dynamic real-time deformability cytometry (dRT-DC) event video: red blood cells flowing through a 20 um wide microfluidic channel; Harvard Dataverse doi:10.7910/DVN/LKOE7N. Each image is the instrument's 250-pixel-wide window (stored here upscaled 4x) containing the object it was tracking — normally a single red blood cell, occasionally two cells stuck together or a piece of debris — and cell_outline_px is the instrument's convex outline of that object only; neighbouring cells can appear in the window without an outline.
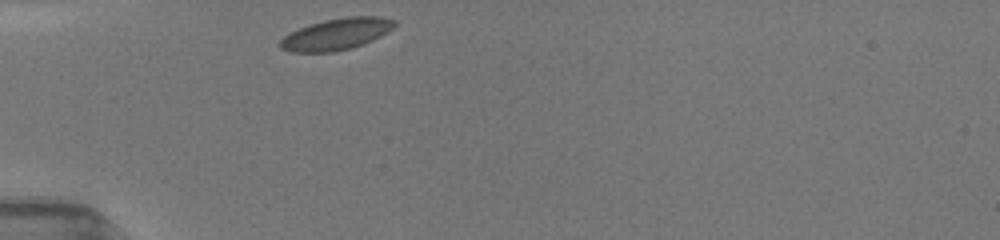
{"species": "common noctule bat (a hibernating species)", "species_latin": "Nyctalus noctula", "temperature_condition": "room temperature", "stored_images_in_passage": 27, "camera_frame_rate_fps": 3000, "um_per_image_px": 0.085, "animal": {"sex": "female", "body_mass_g": 19.5, "forearm_length_mm": 54.1}, "frame": {"image": 1, "passage_image": 1, "time_ms": 0.0, "image_size_px": [1000, 240], "cell_outline_px": [[396, 24], [388, 32], [364, 44], [352, 48], [332, 52], [292, 52], [280, 48], [276, 44], [288, 32], [308, 24], [324, 20], [348, 16], [384, 16], [396, 20]], "centroid_in_image_um": [28.57, 2.89], "position_along_channel_um": 56.4, "area_um2": 21.39}}
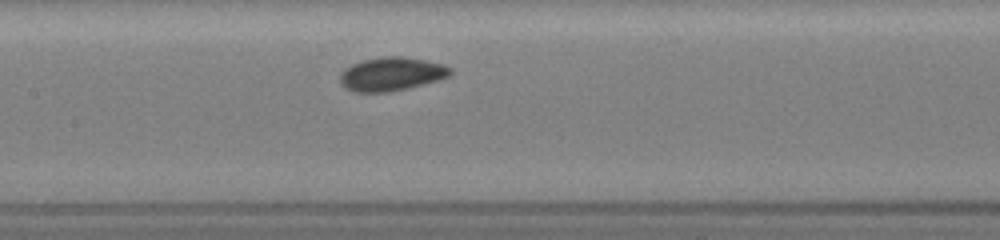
{"frame": {"image": 2, "passage_image": 10, "time_ms": 3.333, "image_size_px": [1000, 240], "cell_outline_px": [[452, 72], [448, 76], [440, 80], [392, 92], [352, 92], [344, 88], [340, 84], [340, 72], [344, 68], [352, 64], [364, 60], [384, 56], [400, 56], [424, 60], [444, 64], [452, 68]], "centroid_in_image_um": [33.25, 6.3], "position_along_channel_um": 174.1, "area_um2": 21.85}}
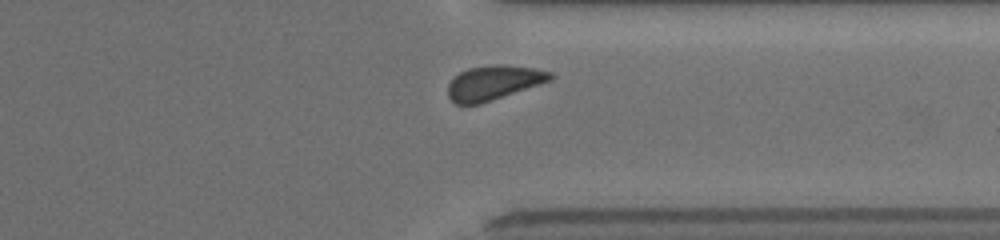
{"frame": {"image": 3, "passage_image": 24, "time_ms": 8.333, "image_size_px": [1000, 240], "cell_outline_px": [[556, 76], [552, 80], [480, 104], [456, 104], [448, 96], [448, 84], [460, 72], [468, 68], [496, 64], [500, 64], [536, 68], [552, 72]], "centroid_in_image_um": [41.99, 7.02], "position_along_channel_um": 369.4, "area_um2": 20.52}, "authors_computed_cell_mechanics": {"area_um2": 20.9814, "velocity_mm_per_s": 3.9046, "shape_relaxation_time_tau1_ms": 1.2041, "shape_relaxation_time_tau2_ms": null, "deformation_change_tau1": 0.0604, "deformation_change_tau2": null}}